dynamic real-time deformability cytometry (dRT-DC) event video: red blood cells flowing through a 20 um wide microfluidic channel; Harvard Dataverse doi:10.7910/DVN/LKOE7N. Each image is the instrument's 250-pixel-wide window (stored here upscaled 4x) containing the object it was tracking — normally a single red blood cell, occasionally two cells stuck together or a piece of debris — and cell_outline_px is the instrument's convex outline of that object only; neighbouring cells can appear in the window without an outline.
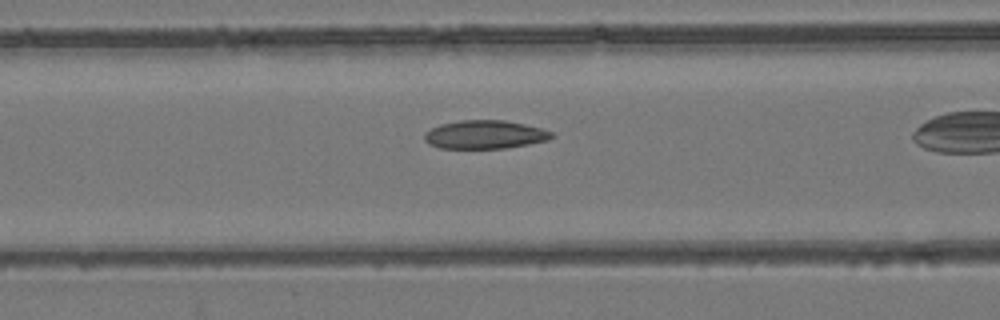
{"species": "common noctule bat (a hibernating species)", "species_latin": "Nyctalus noctula", "temperature_condition": "room temperature", "stored_images_in_passage": 38, "camera_frame_rate_fps": 3000, "um_per_image_px": 0.085, "animal": {"sex": "female", "body_mass_g": 24.6, "forearm_length_mm": 56.2}, "frame": {"image": 1, "passage_image": 18, "time_ms": 5.667, "image_size_px": [1000, 320], "cell_outline_px": [[556, 136], [548, 140], [508, 148], [440, 148], [428, 144], [424, 140], [424, 132], [440, 124], [460, 120], [504, 120], [524, 124], [540, 128], [552, 132]], "centroid_in_image_um": [41.2, 11.44], "position_along_channel_um": 125.4, "area_um2": 21.15}}
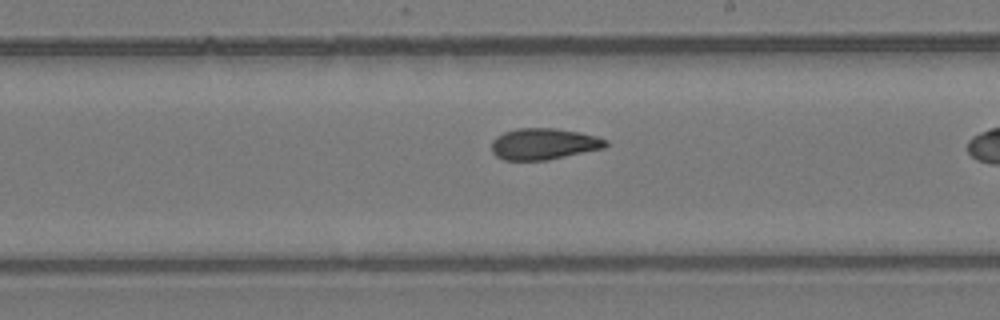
{"frame": {"image": 2, "passage_image": 27, "time_ms": 8.667, "image_size_px": [1000, 320], "cell_outline_px": [[608, 144], [604, 148], [548, 160], [504, 160], [496, 156], [492, 152], [492, 140], [496, 136], [504, 132], [516, 128], [556, 128], [580, 132], [596, 136], [608, 140]], "centroid_in_image_um": [46.22, 12.23], "position_along_channel_um": 242.8, "area_um2": 20.98}}
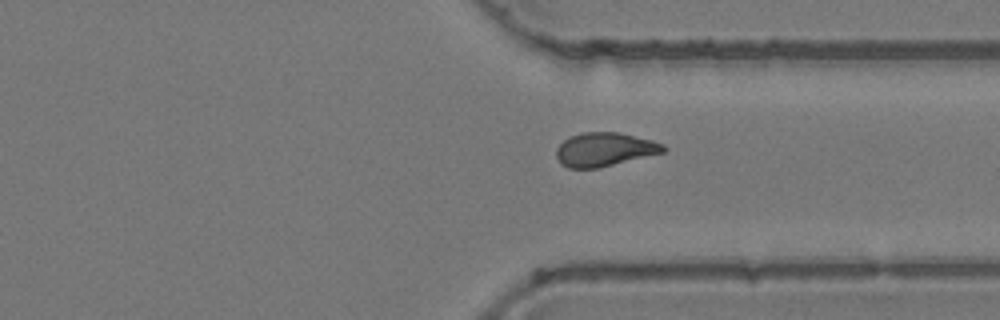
{"frame": {"image": 3, "passage_image": 36, "time_ms": 11.667, "image_size_px": [1000, 320], "cell_outline_px": [[668, 148], [664, 152], [600, 168], [568, 168], [560, 164], [556, 156], [556, 148], [564, 140], [572, 136], [584, 132], [616, 132], [652, 140], [664, 144]], "centroid_in_image_um": [51.39, 12.71], "position_along_channel_um": 360.0, "area_um2": 21.04}}